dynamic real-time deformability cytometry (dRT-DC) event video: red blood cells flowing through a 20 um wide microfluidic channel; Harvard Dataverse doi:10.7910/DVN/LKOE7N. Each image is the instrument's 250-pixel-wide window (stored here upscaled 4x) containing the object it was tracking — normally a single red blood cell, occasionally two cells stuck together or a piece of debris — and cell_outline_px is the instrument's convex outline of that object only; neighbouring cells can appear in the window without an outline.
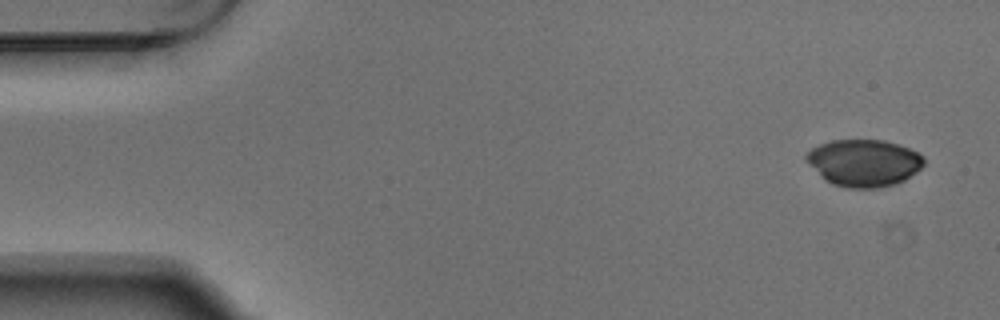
{"species": "Egyptian fruit bat (a non-hibernating species)", "species_latin": "Rousettus aegyptiacus", "temperature_condition": "warm", "stored_images_in_passage": 4, "camera_frame_rate_fps": 3000, "um_per_image_px": 0.085, "animal": {"sex": "male"}, "frame": {"image": 1, "passage_image": 1, "time_ms": 0.0, "image_size_px": [1000, 320], "cell_outline_px": [[924, 164], [916, 172], [904, 180], [896, 184], [880, 188], [848, 188], [832, 184], [804, 160], [804, 156], [812, 148], [820, 144], [832, 140], [884, 140], [908, 148], [924, 156]], "centroid_in_image_um": [73.44, 13.84], "position_along_channel_um": 11.6, "area_um2": 32.08}}
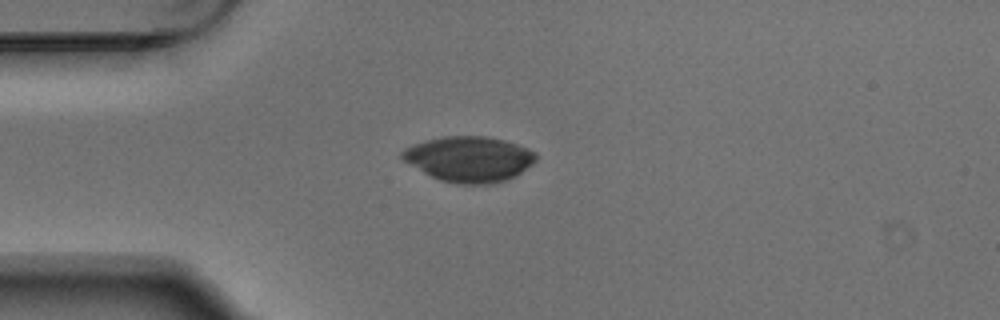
{"frame": {"image": 2, "passage_image": 4, "time_ms": 1.0, "image_size_px": [1000, 320], "cell_outline_px": [[536, 160], [532, 164], [516, 176], [492, 184], [456, 184], [440, 180], [424, 172], [404, 160], [400, 156], [400, 152], [404, 148], [428, 140], [444, 136], [484, 136], [504, 140], [528, 148], [536, 152]], "centroid_in_image_um": [39.9, 13.52], "position_along_channel_um": 45.1, "area_um2": 35.2}}